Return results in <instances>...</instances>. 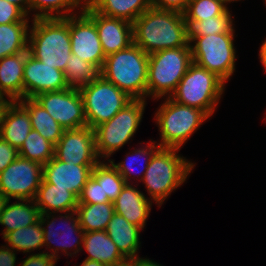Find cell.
Instances as JSON below:
<instances>
[{"mask_svg": "<svg viewBox=\"0 0 266 266\" xmlns=\"http://www.w3.org/2000/svg\"><path fill=\"white\" fill-rule=\"evenodd\" d=\"M43 180V165L18 157L0 173V190L11 200H34Z\"/></svg>", "mask_w": 266, "mask_h": 266, "instance_id": "12", "label": "cell"}, {"mask_svg": "<svg viewBox=\"0 0 266 266\" xmlns=\"http://www.w3.org/2000/svg\"><path fill=\"white\" fill-rule=\"evenodd\" d=\"M79 266H108V265H105L97 261L85 259Z\"/></svg>", "mask_w": 266, "mask_h": 266, "instance_id": "47", "label": "cell"}, {"mask_svg": "<svg viewBox=\"0 0 266 266\" xmlns=\"http://www.w3.org/2000/svg\"><path fill=\"white\" fill-rule=\"evenodd\" d=\"M28 51L39 61L64 72L71 56L68 17L35 18L31 20Z\"/></svg>", "mask_w": 266, "mask_h": 266, "instance_id": "3", "label": "cell"}, {"mask_svg": "<svg viewBox=\"0 0 266 266\" xmlns=\"http://www.w3.org/2000/svg\"><path fill=\"white\" fill-rule=\"evenodd\" d=\"M126 184L119 196L113 201L115 213L122 215L129 223L140 227L142 230L152 209V201L143 193Z\"/></svg>", "mask_w": 266, "mask_h": 266, "instance_id": "20", "label": "cell"}, {"mask_svg": "<svg viewBox=\"0 0 266 266\" xmlns=\"http://www.w3.org/2000/svg\"><path fill=\"white\" fill-rule=\"evenodd\" d=\"M227 8L224 0H190L185 10V21H201L221 15Z\"/></svg>", "mask_w": 266, "mask_h": 266, "instance_id": "37", "label": "cell"}, {"mask_svg": "<svg viewBox=\"0 0 266 266\" xmlns=\"http://www.w3.org/2000/svg\"><path fill=\"white\" fill-rule=\"evenodd\" d=\"M192 63L190 46L149 54L146 98L170 97Z\"/></svg>", "mask_w": 266, "mask_h": 266, "instance_id": "5", "label": "cell"}, {"mask_svg": "<svg viewBox=\"0 0 266 266\" xmlns=\"http://www.w3.org/2000/svg\"><path fill=\"white\" fill-rule=\"evenodd\" d=\"M56 214L57 213L40 214L39 217V221L43 229L45 249L48 250L49 248V252H51L49 254L57 260L59 259L58 253L62 252L65 253L63 255H68L70 257L73 255L74 257V255L76 256V254L83 250L82 246L85 231L80 226L76 210L65 212V215L61 214V212L58 216H56ZM58 219L59 222H61H58V225L61 224L63 226H61V229L60 227L59 229L55 228V224H57L56 222ZM72 248L73 252H71ZM60 250L62 252H59Z\"/></svg>", "mask_w": 266, "mask_h": 266, "instance_id": "11", "label": "cell"}, {"mask_svg": "<svg viewBox=\"0 0 266 266\" xmlns=\"http://www.w3.org/2000/svg\"><path fill=\"white\" fill-rule=\"evenodd\" d=\"M92 172L102 180L103 198H108L113 202L126 185L123 177L109 161L103 160L94 166Z\"/></svg>", "mask_w": 266, "mask_h": 266, "instance_id": "36", "label": "cell"}, {"mask_svg": "<svg viewBox=\"0 0 266 266\" xmlns=\"http://www.w3.org/2000/svg\"><path fill=\"white\" fill-rule=\"evenodd\" d=\"M57 259L52 257L49 252L30 254L22 262L21 266H55Z\"/></svg>", "mask_w": 266, "mask_h": 266, "instance_id": "41", "label": "cell"}, {"mask_svg": "<svg viewBox=\"0 0 266 266\" xmlns=\"http://www.w3.org/2000/svg\"><path fill=\"white\" fill-rule=\"evenodd\" d=\"M133 43L148 55L160 50L190 46L184 14L150 7L133 23Z\"/></svg>", "mask_w": 266, "mask_h": 266, "instance_id": "1", "label": "cell"}, {"mask_svg": "<svg viewBox=\"0 0 266 266\" xmlns=\"http://www.w3.org/2000/svg\"><path fill=\"white\" fill-rule=\"evenodd\" d=\"M9 199L5 196L3 192L0 190V216L2 214V210L5 207V204L7 203Z\"/></svg>", "mask_w": 266, "mask_h": 266, "instance_id": "48", "label": "cell"}, {"mask_svg": "<svg viewBox=\"0 0 266 266\" xmlns=\"http://www.w3.org/2000/svg\"><path fill=\"white\" fill-rule=\"evenodd\" d=\"M94 166L75 165L53 157L43 165V179L56 187L68 189L79 198Z\"/></svg>", "mask_w": 266, "mask_h": 266, "instance_id": "18", "label": "cell"}, {"mask_svg": "<svg viewBox=\"0 0 266 266\" xmlns=\"http://www.w3.org/2000/svg\"><path fill=\"white\" fill-rule=\"evenodd\" d=\"M43 238V229L39 220L30 226L16 229L3 236L5 246L26 254L43 248Z\"/></svg>", "mask_w": 266, "mask_h": 266, "instance_id": "31", "label": "cell"}, {"mask_svg": "<svg viewBox=\"0 0 266 266\" xmlns=\"http://www.w3.org/2000/svg\"><path fill=\"white\" fill-rule=\"evenodd\" d=\"M153 8L184 13L190 0H149Z\"/></svg>", "mask_w": 266, "mask_h": 266, "instance_id": "42", "label": "cell"}, {"mask_svg": "<svg viewBox=\"0 0 266 266\" xmlns=\"http://www.w3.org/2000/svg\"><path fill=\"white\" fill-rule=\"evenodd\" d=\"M140 255H138L137 257H135V266H162L161 264L155 262V261H152V260H149V258H141L139 257Z\"/></svg>", "mask_w": 266, "mask_h": 266, "instance_id": "45", "label": "cell"}, {"mask_svg": "<svg viewBox=\"0 0 266 266\" xmlns=\"http://www.w3.org/2000/svg\"><path fill=\"white\" fill-rule=\"evenodd\" d=\"M146 100H132L112 119L97 126L95 131L96 151L99 159L109 158L122 148L136 133L143 118Z\"/></svg>", "mask_w": 266, "mask_h": 266, "instance_id": "8", "label": "cell"}, {"mask_svg": "<svg viewBox=\"0 0 266 266\" xmlns=\"http://www.w3.org/2000/svg\"><path fill=\"white\" fill-rule=\"evenodd\" d=\"M29 113L32 129L56 145L65 130L34 98L18 101Z\"/></svg>", "mask_w": 266, "mask_h": 266, "instance_id": "27", "label": "cell"}, {"mask_svg": "<svg viewBox=\"0 0 266 266\" xmlns=\"http://www.w3.org/2000/svg\"><path fill=\"white\" fill-rule=\"evenodd\" d=\"M7 99H5L1 94H0V113L2 112V109L4 105L7 103Z\"/></svg>", "mask_w": 266, "mask_h": 266, "instance_id": "50", "label": "cell"}, {"mask_svg": "<svg viewBox=\"0 0 266 266\" xmlns=\"http://www.w3.org/2000/svg\"><path fill=\"white\" fill-rule=\"evenodd\" d=\"M144 146L145 145L139 147L138 149L134 148L132 151H129L126 154L127 158H125V160H123L122 162L120 161L119 163H115V160L109 159V162L111 163V165L123 177V179L125 180L126 184H131L132 183L131 178L135 179L134 178L135 175L133 174L134 173L133 172L134 167H136L135 166L136 164L137 165H139L140 163L142 164V162L144 164V165L142 164L143 165V167H142L143 169L141 171H138V172L136 171L135 174L138 173V175L136 174V176H137L136 180H138V178H139V182H141L143 180L145 171L147 169V166H148V164L150 162L151 157L156 152V150L160 147L157 144L156 141H153V139H151L150 142H147L145 147ZM139 159H141V160L143 159V161L140 160L141 161L140 162ZM130 180H131V182H130Z\"/></svg>", "mask_w": 266, "mask_h": 266, "instance_id": "28", "label": "cell"}, {"mask_svg": "<svg viewBox=\"0 0 266 266\" xmlns=\"http://www.w3.org/2000/svg\"><path fill=\"white\" fill-rule=\"evenodd\" d=\"M34 202L40 214L65 213L76 210L79 198L68 189L56 187L43 179Z\"/></svg>", "mask_w": 266, "mask_h": 266, "instance_id": "22", "label": "cell"}, {"mask_svg": "<svg viewBox=\"0 0 266 266\" xmlns=\"http://www.w3.org/2000/svg\"><path fill=\"white\" fill-rule=\"evenodd\" d=\"M34 99L65 130L87 126L84 102L79 89L67 88L65 90L43 92Z\"/></svg>", "mask_w": 266, "mask_h": 266, "instance_id": "13", "label": "cell"}, {"mask_svg": "<svg viewBox=\"0 0 266 266\" xmlns=\"http://www.w3.org/2000/svg\"><path fill=\"white\" fill-rule=\"evenodd\" d=\"M105 202L111 201L108 198H103L102 180L92 172L79 196V203L96 204Z\"/></svg>", "mask_w": 266, "mask_h": 266, "instance_id": "38", "label": "cell"}, {"mask_svg": "<svg viewBox=\"0 0 266 266\" xmlns=\"http://www.w3.org/2000/svg\"><path fill=\"white\" fill-rule=\"evenodd\" d=\"M113 266H135V258L133 259H126L123 262L113 265Z\"/></svg>", "mask_w": 266, "mask_h": 266, "instance_id": "49", "label": "cell"}, {"mask_svg": "<svg viewBox=\"0 0 266 266\" xmlns=\"http://www.w3.org/2000/svg\"><path fill=\"white\" fill-rule=\"evenodd\" d=\"M178 148L159 147L150 159L143 180L150 200L161 207L173 191L181 187L195 163L180 156Z\"/></svg>", "mask_w": 266, "mask_h": 266, "instance_id": "2", "label": "cell"}, {"mask_svg": "<svg viewBox=\"0 0 266 266\" xmlns=\"http://www.w3.org/2000/svg\"><path fill=\"white\" fill-rule=\"evenodd\" d=\"M76 213L80 226L85 232L106 231L115 210L113 202L96 204L78 203Z\"/></svg>", "mask_w": 266, "mask_h": 266, "instance_id": "29", "label": "cell"}, {"mask_svg": "<svg viewBox=\"0 0 266 266\" xmlns=\"http://www.w3.org/2000/svg\"><path fill=\"white\" fill-rule=\"evenodd\" d=\"M54 150V144L32 129L19 150V156L45 165L54 157Z\"/></svg>", "mask_w": 266, "mask_h": 266, "instance_id": "35", "label": "cell"}, {"mask_svg": "<svg viewBox=\"0 0 266 266\" xmlns=\"http://www.w3.org/2000/svg\"><path fill=\"white\" fill-rule=\"evenodd\" d=\"M54 157L75 165H96L99 159L96 151L95 131L89 126L64 130L55 145Z\"/></svg>", "mask_w": 266, "mask_h": 266, "instance_id": "15", "label": "cell"}, {"mask_svg": "<svg viewBox=\"0 0 266 266\" xmlns=\"http://www.w3.org/2000/svg\"><path fill=\"white\" fill-rule=\"evenodd\" d=\"M78 13L69 16L71 53L95 65L101 71L105 54L94 19L84 9Z\"/></svg>", "mask_w": 266, "mask_h": 266, "instance_id": "14", "label": "cell"}, {"mask_svg": "<svg viewBox=\"0 0 266 266\" xmlns=\"http://www.w3.org/2000/svg\"><path fill=\"white\" fill-rule=\"evenodd\" d=\"M225 88V83L214 73L192 62L170 98L179 104L201 109L211 117Z\"/></svg>", "mask_w": 266, "mask_h": 266, "instance_id": "7", "label": "cell"}, {"mask_svg": "<svg viewBox=\"0 0 266 266\" xmlns=\"http://www.w3.org/2000/svg\"><path fill=\"white\" fill-rule=\"evenodd\" d=\"M97 13L133 23L151 7L149 0H85Z\"/></svg>", "mask_w": 266, "mask_h": 266, "instance_id": "26", "label": "cell"}, {"mask_svg": "<svg viewBox=\"0 0 266 266\" xmlns=\"http://www.w3.org/2000/svg\"><path fill=\"white\" fill-rule=\"evenodd\" d=\"M19 157V151L0 137V173Z\"/></svg>", "mask_w": 266, "mask_h": 266, "instance_id": "40", "label": "cell"}, {"mask_svg": "<svg viewBox=\"0 0 266 266\" xmlns=\"http://www.w3.org/2000/svg\"><path fill=\"white\" fill-rule=\"evenodd\" d=\"M10 203L8 200L0 216V225L4 226L2 237L11 231L36 223L40 217L34 200L16 199L15 203Z\"/></svg>", "mask_w": 266, "mask_h": 266, "instance_id": "25", "label": "cell"}, {"mask_svg": "<svg viewBox=\"0 0 266 266\" xmlns=\"http://www.w3.org/2000/svg\"><path fill=\"white\" fill-rule=\"evenodd\" d=\"M79 91L84 102L87 126L93 130L112 119L114 115L133 100L102 75L81 87Z\"/></svg>", "mask_w": 266, "mask_h": 266, "instance_id": "10", "label": "cell"}, {"mask_svg": "<svg viewBox=\"0 0 266 266\" xmlns=\"http://www.w3.org/2000/svg\"><path fill=\"white\" fill-rule=\"evenodd\" d=\"M28 54L27 50L0 59V94L8 102L24 98L23 72Z\"/></svg>", "mask_w": 266, "mask_h": 266, "instance_id": "21", "label": "cell"}, {"mask_svg": "<svg viewBox=\"0 0 266 266\" xmlns=\"http://www.w3.org/2000/svg\"><path fill=\"white\" fill-rule=\"evenodd\" d=\"M32 130L28 111L18 102H7L0 113V137L18 151Z\"/></svg>", "mask_w": 266, "mask_h": 266, "instance_id": "19", "label": "cell"}, {"mask_svg": "<svg viewBox=\"0 0 266 266\" xmlns=\"http://www.w3.org/2000/svg\"><path fill=\"white\" fill-rule=\"evenodd\" d=\"M64 73L68 87L80 89L93 82L100 75V70L95 65L71 54Z\"/></svg>", "mask_w": 266, "mask_h": 266, "instance_id": "34", "label": "cell"}, {"mask_svg": "<svg viewBox=\"0 0 266 266\" xmlns=\"http://www.w3.org/2000/svg\"><path fill=\"white\" fill-rule=\"evenodd\" d=\"M226 4H229V3H232V2H235V1H241V0H224Z\"/></svg>", "mask_w": 266, "mask_h": 266, "instance_id": "51", "label": "cell"}, {"mask_svg": "<svg viewBox=\"0 0 266 266\" xmlns=\"http://www.w3.org/2000/svg\"><path fill=\"white\" fill-rule=\"evenodd\" d=\"M83 9L94 19L105 57L133 43L132 23L95 12L86 2Z\"/></svg>", "mask_w": 266, "mask_h": 266, "instance_id": "17", "label": "cell"}, {"mask_svg": "<svg viewBox=\"0 0 266 266\" xmlns=\"http://www.w3.org/2000/svg\"><path fill=\"white\" fill-rule=\"evenodd\" d=\"M227 8L221 15L201 21H185L188 25V37H198L227 32H235L233 16Z\"/></svg>", "mask_w": 266, "mask_h": 266, "instance_id": "33", "label": "cell"}, {"mask_svg": "<svg viewBox=\"0 0 266 266\" xmlns=\"http://www.w3.org/2000/svg\"><path fill=\"white\" fill-rule=\"evenodd\" d=\"M141 228L129 223L122 215L114 213L106 232L126 259L138 256Z\"/></svg>", "mask_w": 266, "mask_h": 266, "instance_id": "23", "label": "cell"}, {"mask_svg": "<svg viewBox=\"0 0 266 266\" xmlns=\"http://www.w3.org/2000/svg\"><path fill=\"white\" fill-rule=\"evenodd\" d=\"M16 251L5 245L0 247V266H16Z\"/></svg>", "mask_w": 266, "mask_h": 266, "instance_id": "43", "label": "cell"}, {"mask_svg": "<svg viewBox=\"0 0 266 266\" xmlns=\"http://www.w3.org/2000/svg\"><path fill=\"white\" fill-rule=\"evenodd\" d=\"M155 113L160 147L181 149L184 143L210 118L203 110L182 105L170 97L164 99Z\"/></svg>", "mask_w": 266, "mask_h": 266, "instance_id": "6", "label": "cell"}, {"mask_svg": "<svg viewBox=\"0 0 266 266\" xmlns=\"http://www.w3.org/2000/svg\"><path fill=\"white\" fill-rule=\"evenodd\" d=\"M23 84L24 98H34L43 92L69 88L64 72L44 64L30 54L25 60Z\"/></svg>", "mask_w": 266, "mask_h": 266, "instance_id": "16", "label": "cell"}, {"mask_svg": "<svg viewBox=\"0 0 266 266\" xmlns=\"http://www.w3.org/2000/svg\"><path fill=\"white\" fill-rule=\"evenodd\" d=\"M84 4L85 0H30V13L34 12L33 19L68 17L76 14L77 8L82 10Z\"/></svg>", "mask_w": 266, "mask_h": 266, "instance_id": "32", "label": "cell"}, {"mask_svg": "<svg viewBox=\"0 0 266 266\" xmlns=\"http://www.w3.org/2000/svg\"><path fill=\"white\" fill-rule=\"evenodd\" d=\"M258 56H259V59L261 61V64L263 65V68L266 72V39L264 40V42L260 46Z\"/></svg>", "mask_w": 266, "mask_h": 266, "instance_id": "46", "label": "cell"}, {"mask_svg": "<svg viewBox=\"0 0 266 266\" xmlns=\"http://www.w3.org/2000/svg\"><path fill=\"white\" fill-rule=\"evenodd\" d=\"M29 21V16L21 8L7 0H0V25Z\"/></svg>", "mask_w": 266, "mask_h": 266, "instance_id": "39", "label": "cell"}, {"mask_svg": "<svg viewBox=\"0 0 266 266\" xmlns=\"http://www.w3.org/2000/svg\"><path fill=\"white\" fill-rule=\"evenodd\" d=\"M30 22L0 25V59L28 50Z\"/></svg>", "mask_w": 266, "mask_h": 266, "instance_id": "30", "label": "cell"}, {"mask_svg": "<svg viewBox=\"0 0 266 266\" xmlns=\"http://www.w3.org/2000/svg\"><path fill=\"white\" fill-rule=\"evenodd\" d=\"M82 248L88 253V257L85 259L97 261L108 266H113L126 260L106 231L85 232Z\"/></svg>", "mask_w": 266, "mask_h": 266, "instance_id": "24", "label": "cell"}, {"mask_svg": "<svg viewBox=\"0 0 266 266\" xmlns=\"http://www.w3.org/2000/svg\"><path fill=\"white\" fill-rule=\"evenodd\" d=\"M148 63L149 55L132 43L129 47L105 57L100 75L133 100H147Z\"/></svg>", "mask_w": 266, "mask_h": 266, "instance_id": "4", "label": "cell"}, {"mask_svg": "<svg viewBox=\"0 0 266 266\" xmlns=\"http://www.w3.org/2000/svg\"><path fill=\"white\" fill-rule=\"evenodd\" d=\"M235 32L188 37L192 62L219 77L225 84L235 72Z\"/></svg>", "mask_w": 266, "mask_h": 266, "instance_id": "9", "label": "cell"}, {"mask_svg": "<svg viewBox=\"0 0 266 266\" xmlns=\"http://www.w3.org/2000/svg\"><path fill=\"white\" fill-rule=\"evenodd\" d=\"M10 4H15L21 8L28 16L30 14V0H7Z\"/></svg>", "mask_w": 266, "mask_h": 266, "instance_id": "44", "label": "cell"}]
</instances>
